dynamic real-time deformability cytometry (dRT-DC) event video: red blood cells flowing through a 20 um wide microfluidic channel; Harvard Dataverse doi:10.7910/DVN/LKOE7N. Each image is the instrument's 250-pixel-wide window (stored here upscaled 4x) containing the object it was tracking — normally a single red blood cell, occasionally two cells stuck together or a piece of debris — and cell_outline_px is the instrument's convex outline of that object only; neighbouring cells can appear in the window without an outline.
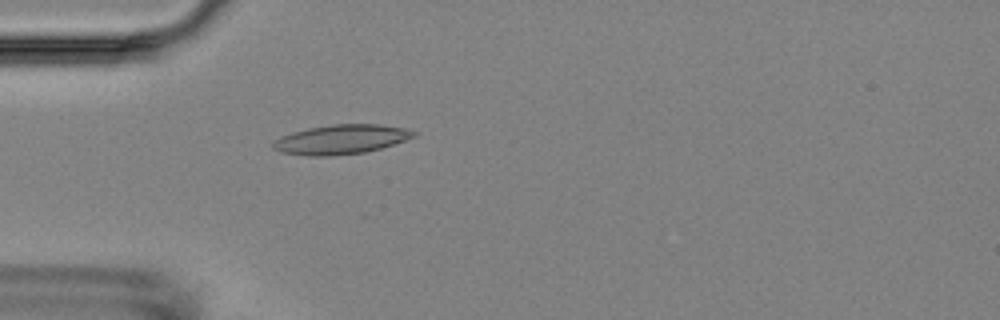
{"species": "Egyptian fruit bat (a non-hibernating species)", "species_latin": "Rousettus aegyptiacus", "temperature_condition": "room temperature", "stored_images_in_passage": 3, "camera_frame_rate_fps": 3000, "um_per_image_px": 0.085, "animal": {"sex": "female"}, "frame": {"image": 1, "passage_image": 3, "time_ms": 4.333, "image_size_px": [1000, 320], "cell_outline_px": [[416, 136], [380, 148], [364, 152], [328, 156], [308, 156], [280, 152], [272, 148], [272, 140], [280, 136], [292, 132], [308, 128], [332, 124], [380, 124], [404, 128], [416, 132]], "centroid_in_image_um": [28.92, 11.84], "position_along_channel_um": 56.1, "area_um2": 24.1}}